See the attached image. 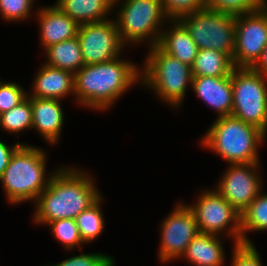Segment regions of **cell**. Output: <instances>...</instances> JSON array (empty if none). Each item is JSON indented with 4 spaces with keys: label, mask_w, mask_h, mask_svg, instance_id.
Returning <instances> with one entry per match:
<instances>
[{
    "label": "cell",
    "mask_w": 267,
    "mask_h": 266,
    "mask_svg": "<svg viewBox=\"0 0 267 266\" xmlns=\"http://www.w3.org/2000/svg\"><path fill=\"white\" fill-rule=\"evenodd\" d=\"M88 176L72 167L56 170L36 199L34 220L46 225L60 219H75L88 209L101 197Z\"/></svg>",
    "instance_id": "obj_1"
},
{
    "label": "cell",
    "mask_w": 267,
    "mask_h": 266,
    "mask_svg": "<svg viewBox=\"0 0 267 266\" xmlns=\"http://www.w3.org/2000/svg\"><path fill=\"white\" fill-rule=\"evenodd\" d=\"M141 72L135 64L120 60L119 57L98 64L83 65L74 74V95L82 105L106 110L133 83L141 80Z\"/></svg>",
    "instance_id": "obj_2"
},
{
    "label": "cell",
    "mask_w": 267,
    "mask_h": 266,
    "mask_svg": "<svg viewBox=\"0 0 267 266\" xmlns=\"http://www.w3.org/2000/svg\"><path fill=\"white\" fill-rule=\"evenodd\" d=\"M202 139V145L215 151L230 164L259 162L258 146L266 134L256 126L232 115L217 118Z\"/></svg>",
    "instance_id": "obj_3"
},
{
    "label": "cell",
    "mask_w": 267,
    "mask_h": 266,
    "mask_svg": "<svg viewBox=\"0 0 267 266\" xmlns=\"http://www.w3.org/2000/svg\"><path fill=\"white\" fill-rule=\"evenodd\" d=\"M45 164V153L39 148L21 144L15 150L0 178L10 203H22L39 197L52 177L46 180Z\"/></svg>",
    "instance_id": "obj_4"
},
{
    "label": "cell",
    "mask_w": 267,
    "mask_h": 266,
    "mask_svg": "<svg viewBox=\"0 0 267 266\" xmlns=\"http://www.w3.org/2000/svg\"><path fill=\"white\" fill-rule=\"evenodd\" d=\"M146 59L143 84L153 88L164 102L179 107L185 96L186 86L192 83L191 66L164 52L158 45L152 46Z\"/></svg>",
    "instance_id": "obj_5"
},
{
    "label": "cell",
    "mask_w": 267,
    "mask_h": 266,
    "mask_svg": "<svg viewBox=\"0 0 267 266\" xmlns=\"http://www.w3.org/2000/svg\"><path fill=\"white\" fill-rule=\"evenodd\" d=\"M231 79L232 116L256 126L266 134L267 77L252 68H234Z\"/></svg>",
    "instance_id": "obj_6"
},
{
    "label": "cell",
    "mask_w": 267,
    "mask_h": 266,
    "mask_svg": "<svg viewBox=\"0 0 267 266\" xmlns=\"http://www.w3.org/2000/svg\"><path fill=\"white\" fill-rule=\"evenodd\" d=\"M179 21L188 30L199 50L213 49L233 58L235 16L205 7L184 15Z\"/></svg>",
    "instance_id": "obj_7"
},
{
    "label": "cell",
    "mask_w": 267,
    "mask_h": 266,
    "mask_svg": "<svg viewBox=\"0 0 267 266\" xmlns=\"http://www.w3.org/2000/svg\"><path fill=\"white\" fill-rule=\"evenodd\" d=\"M164 18L167 19L161 0H126L115 23L124 45L152 38V47L159 42L161 32L157 27H161Z\"/></svg>",
    "instance_id": "obj_8"
},
{
    "label": "cell",
    "mask_w": 267,
    "mask_h": 266,
    "mask_svg": "<svg viewBox=\"0 0 267 266\" xmlns=\"http://www.w3.org/2000/svg\"><path fill=\"white\" fill-rule=\"evenodd\" d=\"M188 207L195 215L199 233L219 236L230 227L228 236L234 237L235 245L242 244L241 215L216 190L203 192L197 203Z\"/></svg>",
    "instance_id": "obj_9"
},
{
    "label": "cell",
    "mask_w": 267,
    "mask_h": 266,
    "mask_svg": "<svg viewBox=\"0 0 267 266\" xmlns=\"http://www.w3.org/2000/svg\"><path fill=\"white\" fill-rule=\"evenodd\" d=\"M235 68H252L267 45V4L252 13L235 16Z\"/></svg>",
    "instance_id": "obj_10"
},
{
    "label": "cell",
    "mask_w": 267,
    "mask_h": 266,
    "mask_svg": "<svg viewBox=\"0 0 267 266\" xmlns=\"http://www.w3.org/2000/svg\"><path fill=\"white\" fill-rule=\"evenodd\" d=\"M77 37L85 65L118 58L124 46L115 21L109 19L79 25Z\"/></svg>",
    "instance_id": "obj_11"
},
{
    "label": "cell",
    "mask_w": 267,
    "mask_h": 266,
    "mask_svg": "<svg viewBox=\"0 0 267 266\" xmlns=\"http://www.w3.org/2000/svg\"><path fill=\"white\" fill-rule=\"evenodd\" d=\"M161 262L182 257L188 244L199 233L195 215L188 205L179 203L161 226Z\"/></svg>",
    "instance_id": "obj_12"
},
{
    "label": "cell",
    "mask_w": 267,
    "mask_h": 266,
    "mask_svg": "<svg viewBox=\"0 0 267 266\" xmlns=\"http://www.w3.org/2000/svg\"><path fill=\"white\" fill-rule=\"evenodd\" d=\"M259 164H231L217 185L216 191L240 214L261 192V179L256 172Z\"/></svg>",
    "instance_id": "obj_13"
},
{
    "label": "cell",
    "mask_w": 267,
    "mask_h": 266,
    "mask_svg": "<svg viewBox=\"0 0 267 266\" xmlns=\"http://www.w3.org/2000/svg\"><path fill=\"white\" fill-rule=\"evenodd\" d=\"M191 85L199 98L216 109L218 118L232 115L231 75L227 77L192 76Z\"/></svg>",
    "instance_id": "obj_14"
},
{
    "label": "cell",
    "mask_w": 267,
    "mask_h": 266,
    "mask_svg": "<svg viewBox=\"0 0 267 266\" xmlns=\"http://www.w3.org/2000/svg\"><path fill=\"white\" fill-rule=\"evenodd\" d=\"M41 42L46 48L77 36L79 24L56 5L41 8L38 12Z\"/></svg>",
    "instance_id": "obj_15"
},
{
    "label": "cell",
    "mask_w": 267,
    "mask_h": 266,
    "mask_svg": "<svg viewBox=\"0 0 267 266\" xmlns=\"http://www.w3.org/2000/svg\"><path fill=\"white\" fill-rule=\"evenodd\" d=\"M32 128L49 143L55 144L63 126V111L58 99L31 97Z\"/></svg>",
    "instance_id": "obj_16"
},
{
    "label": "cell",
    "mask_w": 267,
    "mask_h": 266,
    "mask_svg": "<svg viewBox=\"0 0 267 266\" xmlns=\"http://www.w3.org/2000/svg\"><path fill=\"white\" fill-rule=\"evenodd\" d=\"M34 92L30 97L58 99L74 94V74L45 64L34 79Z\"/></svg>",
    "instance_id": "obj_17"
},
{
    "label": "cell",
    "mask_w": 267,
    "mask_h": 266,
    "mask_svg": "<svg viewBox=\"0 0 267 266\" xmlns=\"http://www.w3.org/2000/svg\"><path fill=\"white\" fill-rule=\"evenodd\" d=\"M175 24L172 30L161 32L158 46L167 54L180 60L189 66H192L199 48L191 38L188 30L179 21L174 20Z\"/></svg>",
    "instance_id": "obj_18"
},
{
    "label": "cell",
    "mask_w": 267,
    "mask_h": 266,
    "mask_svg": "<svg viewBox=\"0 0 267 266\" xmlns=\"http://www.w3.org/2000/svg\"><path fill=\"white\" fill-rule=\"evenodd\" d=\"M119 0H57L56 6L79 25L107 20Z\"/></svg>",
    "instance_id": "obj_19"
},
{
    "label": "cell",
    "mask_w": 267,
    "mask_h": 266,
    "mask_svg": "<svg viewBox=\"0 0 267 266\" xmlns=\"http://www.w3.org/2000/svg\"><path fill=\"white\" fill-rule=\"evenodd\" d=\"M219 240L217 235L198 233L188 244L183 258L194 266H222L224 252Z\"/></svg>",
    "instance_id": "obj_20"
},
{
    "label": "cell",
    "mask_w": 267,
    "mask_h": 266,
    "mask_svg": "<svg viewBox=\"0 0 267 266\" xmlns=\"http://www.w3.org/2000/svg\"><path fill=\"white\" fill-rule=\"evenodd\" d=\"M44 50L47 55L46 57H48L47 65L72 72L73 74L77 73L85 65L77 36L61 41Z\"/></svg>",
    "instance_id": "obj_21"
},
{
    "label": "cell",
    "mask_w": 267,
    "mask_h": 266,
    "mask_svg": "<svg viewBox=\"0 0 267 266\" xmlns=\"http://www.w3.org/2000/svg\"><path fill=\"white\" fill-rule=\"evenodd\" d=\"M232 59L213 49H200L191 66L192 76L227 77L234 69Z\"/></svg>",
    "instance_id": "obj_22"
},
{
    "label": "cell",
    "mask_w": 267,
    "mask_h": 266,
    "mask_svg": "<svg viewBox=\"0 0 267 266\" xmlns=\"http://www.w3.org/2000/svg\"><path fill=\"white\" fill-rule=\"evenodd\" d=\"M240 215L242 244H252L246 231L267 230V194L260 193Z\"/></svg>",
    "instance_id": "obj_23"
},
{
    "label": "cell",
    "mask_w": 267,
    "mask_h": 266,
    "mask_svg": "<svg viewBox=\"0 0 267 266\" xmlns=\"http://www.w3.org/2000/svg\"><path fill=\"white\" fill-rule=\"evenodd\" d=\"M101 197L76 218V224L82 241L91 242L97 239L104 227V218L100 208Z\"/></svg>",
    "instance_id": "obj_24"
},
{
    "label": "cell",
    "mask_w": 267,
    "mask_h": 266,
    "mask_svg": "<svg viewBox=\"0 0 267 266\" xmlns=\"http://www.w3.org/2000/svg\"><path fill=\"white\" fill-rule=\"evenodd\" d=\"M0 126L11 133L32 128V105L31 97L22 101L16 107L0 115Z\"/></svg>",
    "instance_id": "obj_25"
},
{
    "label": "cell",
    "mask_w": 267,
    "mask_h": 266,
    "mask_svg": "<svg viewBox=\"0 0 267 266\" xmlns=\"http://www.w3.org/2000/svg\"><path fill=\"white\" fill-rule=\"evenodd\" d=\"M266 4V0H206L207 8L233 16L256 12Z\"/></svg>",
    "instance_id": "obj_26"
},
{
    "label": "cell",
    "mask_w": 267,
    "mask_h": 266,
    "mask_svg": "<svg viewBox=\"0 0 267 266\" xmlns=\"http://www.w3.org/2000/svg\"><path fill=\"white\" fill-rule=\"evenodd\" d=\"M52 233L66 249H72L84 243L80 237L75 219H60L48 223Z\"/></svg>",
    "instance_id": "obj_27"
},
{
    "label": "cell",
    "mask_w": 267,
    "mask_h": 266,
    "mask_svg": "<svg viewBox=\"0 0 267 266\" xmlns=\"http://www.w3.org/2000/svg\"><path fill=\"white\" fill-rule=\"evenodd\" d=\"M161 2L167 19L172 21L206 7V0H161Z\"/></svg>",
    "instance_id": "obj_28"
},
{
    "label": "cell",
    "mask_w": 267,
    "mask_h": 266,
    "mask_svg": "<svg viewBox=\"0 0 267 266\" xmlns=\"http://www.w3.org/2000/svg\"><path fill=\"white\" fill-rule=\"evenodd\" d=\"M29 94L14 82H0V115L24 101Z\"/></svg>",
    "instance_id": "obj_29"
},
{
    "label": "cell",
    "mask_w": 267,
    "mask_h": 266,
    "mask_svg": "<svg viewBox=\"0 0 267 266\" xmlns=\"http://www.w3.org/2000/svg\"><path fill=\"white\" fill-rule=\"evenodd\" d=\"M34 0H0V14L7 21L24 20L30 15Z\"/></svg>",
    "instance_id": "obj_30"
},
{
    "label": "cell",
    "mask_w": 267,
    "mask_h": 266,
    "mask_svg": "<svg viewBox=\"0 0 267 266\" xmlns=\"http://www.w3.org/2000/svg\"><path fill=\"white\" fill-rule=\"evenodd\" d=\"M233 255L231 266H262L260 256L253 244L235 245Z\"/></svg>",
    "instance_id": "obj_31"
},
{
    "label": "cell",
    "mask_w": 267,
    "mask_h": 266,
    "mask_svg": "<svg viewBox=\"0 0 267 266\" xmlns=\"http://www.w3.org/2000/svg\"><path fill=\"white\" fill-rule=\"evenodd\" d=\"M52 266H114V260L104 254H80Z\"/></svg>",
    "instance_id": "obj_32"
},
{
    "label": "cell",
    "mask_w": 267,
    "mask_h": 266,
    "mask_svg": "<svg viewBox=\"0 0 267 266\" xmlns=\"http://www.w3.org/2000/svg\"><path fill=\"white\" fill-rule=\"evenodd\" d=\"M20 145L21 144L17 142L14 146L9 147L5 143L0 141V178L2 177L3 172L8 166L11 156Z\"/></svg>",
    "instance_id": "obj_33"
},
{
    "label": "cell",
    "mask_w": 267,
    "mask_h": 266,
    "mask_svg": "<svg viewBox=\"0 0 267 266\" xmlns=\"http://www.w3.org/2000/svg\"><path fill=\"white\" fill-rule=\"evenodd\" d=\"M253 70L263 74L267 77V45L264 48L259 60L257 63L252 67Z\"/></svg>",
    "instance_id": "obj_34"
}]
</instances>
